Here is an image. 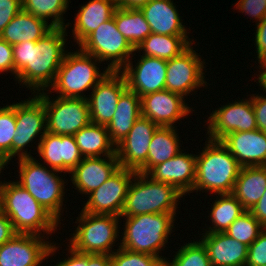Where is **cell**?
<instances>
[{
    "label": "cell",
    "instance_id": "obj_1",
    "mask_svg": "<svg viewBox=\"0 0 266 266\" xmlns=\"http://www.w3.org/2000/svg\"><path fill=\"white\" fill-rule=\"evenodd\" d=\"M66 36V28H53L37 42L13 45L14 76L18 83L33 90L32 94L46 91L53 84L68 52Z\"/></svg>",
    "mask_w": 266,
    "mask_h": 266
},
{
    "label": "cell",
    "instance_id": "obj_2",
    "mask_svg": "<svg viewBox=\"0 0 266 266\" xmlns=\"http://www.w3.org/2000/svg\"><path fill=\"white\" fill-rule=\"evenodd\" d=\"M240 169L238 161L221 141L207 138L203 150L196 154V179L192 192L231 194Z\"/></svg>",
    "mask_w": 266,
    "mask_h": 266
},
{
    "label": "cell",
    "instance_id": "obj_3",
    "mask_svg": "<svg viewBox=\"0 0 266 266\" xmlns=\"http://www.w3.org/2000/svg\"><path fill=\"white\" fill-rule=\"evenodd\" d=\"M0 187L2 212L12 222L16 233L44 236L56 231L59 222L19 183L1 181Z\"/></svg>",
    "mask_w": 266,
    "mask_h": 266
},
{
    "label": "cell",
    "instance_id": "obj_4",
    "mask_svg": "<svg viewBox=\"0 0 266 266\" xmlns=\"http://www.w3.org/2000/svg\"><path fill=\"white\" fill-rule=\"evenodd\" d=\"M17 163L19 181L16 182L61 224L60 215L64 211L62 207L67 182L58 175L63 172L51 168L49 170L33 157L20 158Z\"/></svg>",
    "mask_w": 266,
    "mask_h": 266
},
{
    "label": "cell",
    "instance_id": "obj_5",
    "mask_svg": "<svg viewBox=\"0 0 266 266\" xmlns=\"http://www.w3.org/2000/svg\"><path fill=\"white\" fill-rule=\"evenodd\" d=\"M184 195L168 183L152 180L137 172L128 188L121 218L142 214H176L178 203ZM124 216V217H123Z\"/></svg>",
    "mask_w": 266,
    "mask_h": 266
},
{
    "label": "cell",
    "instance_id": "obj_6",
    "mask_svg": "<svg viewBox=\"0 0 266 266\" xmlns=\"http://www.w3.org/2000/svg\"><path fill=\"white\" fill-rule=\"evenodd\" d=\"M100 62L93 55L83 52L80 48L74 52H66L53 84L48 93L56 92L58 97L82 98L84 91L93 90L96 85L110 72L108 68L101 73L96 65ZM52 90V92H51ZM54 90V91H53Z\"/></svg>",
    "mask_w": 266,
    "mask_h": 266
},
{
    "label": "cell",
    "instance_id": "obj_7",
    "mask_svg": "<svg viewBox=\"0 0 266 266\" xmlns=\"http://www.w3.org/2000/svg\"><path fill=\"white\" fill-rule=\"evenodd\" d=\"M175 214L155 213L125 217L120 247L157 256L165 248L174 228Z\"/></svg>",
    "mask_w": 266,
    "mask_h": 266
},
{
    "label": "cell",
    "instance_id": "obj_8",
    "mask_svg": "<svg viewBox=\"0 0 266 266\" xmlns=\"http://www.w3.org/2000/svg\"><path fill=\"white\" fill-rule=\"evenodd\" d=\"M77 227L69 239L68 247L84 254L111 255L119 236L120 217L110 214H93L81 211Z\"/></svg>",
    "mask_w": 266,
    "mask_h": 266
},
{
    "label": "cell",
    "instance_id": "obj_9",
    "mask_svg": "<svg viewBox=\"0 0 266 266\" xmlns=\"http://www.w3.org/2000/svg\"><path fill=\"white\" fill-rule=\"evenodd\" d=\"M79 47L100 62L109 61L110 71H120L135 54L133 46L117 30L114 17L98 26Z\"/></svg>",
    "mask_w": 266,
    "mask_h": 266
},
{
    "label": "cell",
    "instance_id": "obj_10",
    "mask_svg": "<svg viewBox=\"0 0 266 266\" xmlns=\"http://www.w3.org/2000/svg\"><path fill=\"white\" fill-rule=\"evenodd\" d=\"M45 91L35 95L43 102L46 131L56 135H74L91 123L88 101L82 98L55 97Z\"/></svg>",
    "mask_w": 266,
    "mask_h": 266
},
{
    "label": "cell",
    "instance_id": "obj_11",
    "mask_svg": "<svg viewBox=\"0 0 266 266\" xmlns=\"http://www.w3.org/2000/svg\"><path fill=\"white\" fill-rule=\"evenodd\" d=\"M32 95L31 98L15 103L17 130L12 139V158L16 155L18 159L32 157L26 147H30V142L32 143L39 134L40 143L46 133V112L43 102L35 94Z\"/></svg>",
    "mask_w": 266,
    "mask_h": 266
},
{
    "label": "cell",
    "instance_id": "obj_12",
    "mask_svg": "<svg viewBox=\"0 0 266 266\" xmlns=\"http://www.w3.org/2000/svg\"><path fill=\"white\" fill-rule=\"evenodd\" d=\"M43 237L46 236L15 234L0 246V266H41L59 248Z\"/></svg>",
    "mask_w": 266,
    "mask_h": 266
},
{
    "label": "cell",
    "instance_id": "obj_13",
    "mask_svg": "<svg viewBox=\"0 0 266 266\" xmlns=\"http://www.w3.org/2000/svg\"><path fill=\"white\" fill-rule=\"evenodd\" d=\"M198 53L190 45L179 56L167 61L165 89L187 97L195 89L207 86L204 65Z\"/></svg>",
    "mask_w": 266,
    "mask_h": 266
},
{
    "label": "cell",
    "instance_id": "obj_14",
    "mask_svg": "<svg viewBox=\"0 0 266 266\" xmlns=\"http://www.w3.org/2000/svg\"><path fill=\"white\" fill-rule=\"evenodd\" d=\"M137 171L119 168L100 187L88 194L81 211L93 214H110L120 217L128 188Z\"/></svg>",
    "mask_w": 266,
    "mask_h": 266
},
{
    "label": "cell",
    "instance_id": "obj_15",
    "mask_svg": "<svg viewBox=\"0 0 266 266\" xmlns=\"http://www.w3.org/2000/svg\"><path fill=\"white\" fill-rule=\"evenodd\" d=\"M207 134L209 139L221 141L232 132L252 131L257 129L252 99L235 100L211 112L208 117Z\"/></svg>",
    "mask_w": 266,
    "mask_h": 266
},
{
    "label": "cell",
    "instance_id": "obj_16",
    "mask_svg": "<svg viewBox=\"0 0 266 266\" xmlns=\"http://www.w3.org/2000/svg\"><path fill=\"white\" fill-rule=\"evenodd\" d=\"M158 127L142 115L135 121L127 136L116 146L121 168L138 172L147 163L149 145Z\"/></svg>",
    "mask_w": 266,
    "mask_h": 266
},
{
    "label": "cell",
    "instance_id": "obj_17",
    "mask_svg": "<svg viewBox=\"0 0 266 266\" xmlns=\"http://www.w3.org/2000/svg\"><path fill=\"white\" fill-rule=\"evenodd\" d=\"M135 67L131 59L120 72L125 76L127 88L140 98L165 89L167 61L140 55Z\"/></svg>",
    "mask_w": 266,
    "mask_h": 266
},
{
    "label": "cell",
    "instance_id": "obj_18",
    "mask_svg": "<svg viewBox=\"0 0 266 266\" xmlns=\"http://www.w3.org/2000/svg\"><path fill=\"white\" fill-rule=\"evenodd\" d=\"M127 89L125 76L120 71H110L87 98L91 123L107 125L115 113L119 97Z\"/></svg>",
    "mask_w": 266,
    "mask_h": 266
},
{
    "label": "cell",
    "instance_id": "obj_19",
    "mask_svg": "<svg viewBox=\"0 0 266 266\" xmlns=\"http://www.w3.org/2000/svg\"><path fill=\"white\" fill-rule=\"evenodd\" d=\"M185 98L167 89L141 97V115L158 126L173 127L176 121L193 113Z\"/></svg>",
    "mask_w": 266,
    "mask_h": 266
},
{
    "label": "cell",
    "instance_id": "obj_20",
    "mask_svg": "<svg viewBox=\"0 0 266 266\" xmlns=\"http://www.w3.org/2000/svg\"><path fill=\"white\" fill-rule=\"evenodd\" d=\"M37 144L40 159L49 169L70 174L83 159L73 135H56L46 131Z\"/></svg>",
    "mask_w": 266,
    "mask_h": 266
},
{
    "label": "cell",
    "instance_id": "obj_21",
    "mask_svg": "<svg viewBox=\"0 0 266 266\" xmlns=\"http://www.w3.org/2000/svg\"><path fill=\"white\" fill-rule=\"evenodd\" d=\"M152 180L168 183L184 196L192 193L196 179V155L180 151L164 163L154 166L147 174Z\"/></svg>",
    "mask_w": 266,
    "mask_h": 266
},
{
    "label": "cell",
    "instance_id": "obj_22",
    "mask_svg": "<svg viewBox=\"0 0 266 266\" xmlns=\"http://www.w3.org/2000/svg\"><path fill=\"white\" fill-rule=\"evenodd\" d=\"M221 142L241 167L266 166V133L252 131L232 132Z\"/></svg>",
    "mask_w": 266,
    "mask_h": 266
},
{
    "label": "cell",
    "instance_id": "obj_23",
    "mask_svg": "<svg viewBox=\"0 0 266 266\" xmlns=\"http://www.w3.org/2000/svg\"><path fill=\"white\" fill-rule=\"evenodd\" d=\"M119 168L116 154L104 158L103 156L83 158L70 172V181L79 193L88 195L114 175Z\"/></svg>",
    "mask_w": 266,
    "mask_h": 266
},
{
    "label": "cell",
    "instance_id": "obj_24",
    "mask_svg": "<svg viewBox=\"0 0 266 266\" xmlns=\"http://www.w3.org/2000/svg\"><path fill=\"white\" fill-rule=\"evenodd\" d=\"M211 266H246L248 246L225 233H202Z\"/></svg>",
    "mask_w": 266,
    "mask_h": 266
},
{
    "label": "cell",
    "instance_id": "obj_25",
    "mask_svg": "<svg viewBox=\"0 0 266 266\" xmlns=\"http://www.w3.org/2000/svg\"><path fill=\"white\" fill-rule=\"evenodd\" d=\"M172 0H151L140 10L143 12L151 32L161 35L189 36Z\"/></svg>",
    "mask_w": 266,
    "mask_h": 266
},
{
    "label": "cell",
    "instance_id": "obj_26",
    "mask_svg": "<svg viewBox=\"0 0 266 266\" xmlns=\"http://www.w3.org/2000/svg\"><path fill=\"white\" fill-rule=\"evenodd\" d=\"M115 0H90L76 14L72 35L80 45L98 26L113 17Z\"/></svg>",
    "mask_w": 266,
    "mask_h": 266
},
{
    "label": "cell",
    "instance_id": "obj_27",
    "mask_svg": "<svg viewBox=\"0 0 266 266\" xmlns=\"http://www.w3.org/2000/svg\"><path fill=\"white\" fill-rule=\"evenodd\" d=\"M141 116V98L128 88L121 94L111 121L106 125L111 142L117 146Z\"/></svg>",
    "mask_w": 266,
    "mask_h": 266
},
{
    "label": "cell",
    "instance_id": "obj_28",
    "mask_svg": "<svg viewBox=\"0 0 266 266\" xmlns=\"http://www.w3.org/2000/svg\"><path fill=\"white\" fill-rule=\"evenodd\" d=\"M52 29L48 22L22 9L3 29L0 38L10 45L26 41L37 42Z\"/></svg>",
    "mask_w": 266,
    "mask_h": 266
},
{
    "label": "cell",
    "instance_id": "obj_29",
    "mask_svg": "<svg viewBox=\"0 0 266 266\" xmlns=\"http://www.w3.org/2000/svg\"><path fill=\"white\" fill-rule=\"evenodd\" d=\"M266 190V166L241 167L232 194L247 211L252 209Z\"/></svg>",
    "mask_w": 266,
    "mask_h": 266
},
{
    "label": "cell",
    "instance_id": "obj_30",
    "mask_svg": "<svg viewBox=\"0 0 266 266\" xmlns=\"http://www.w3.org/2000/svg\"><path fill=\"white\" fill-rule=\"evenodd\" d=\"M175 127L159 126L157 128L149 145L147 163L138 171L139 173L147 174L154 166L164 163L182 150Z\"/></svg>",
    "mask_w": 266,
    "mask_h": 266
},
{
    "label": "cell",
    "instance_id": "obj_31",
    "mask_svg": "<svg viewBox=\"0 0 266 266\" xmlns=\"http://www.w3.org/2000/svg\"><path fill=\"white\" fill-rule=\"evenodd\" d=\"M83 158L114 156L116 146L111 142L106 125L90 123L74 135ZM102 154V155H101Z\"/></svg>",
    "mask_w": 266,
    "mask_h": 266
},
{
    "label": "cell",
    "instance_id": "obj_32",
    "mask_svg": "<svg viewBox=\"0 0 266 266\" xmlns=\"http://www.w3.org/2000/svg\"><path fill=\"white\" fill-rule=\"evenodd\" d=\"M194 41L189 36L161 35L151 33L141 44L135 48V52L144 51L142 55L163 60H171L179 56Z\"/></svg>",
    "mask_w": 266,
    "mask_h": 266
},
{
    "label": "cell",
    "instance_id": "obj_33",
    "mask_svg": "<svg viewBox=\"0 0 266 266\" xmlns=\"http://www.w3.org/2000/svg\"><path fill=\"white\" fill-rule=\"evenodd\" d=\"M117 30L135 49L152 32L140 9L117 7L113 14Z\"/></svg>",
    "mask_w": 266,
    "mask_h": 266
},
{
    "label": "cell",
    "instance_id": "obj_34",
    "mask_svg": "<svg viewBox=\"0 0 266 266\" xmlns=\"http://www.w3.org/2000/svg\"><path fill=\"white\" fill-rule=\"evenodd\" d=\"M209 214L212 227L205 233H224L228 227L246 210L237 198L231 194H218Z\"/></svg>",
    "mask_w": 266,
    "mask_h": 266
},
{
    "label": "cell",
    "instance_id": "obj_35",
    "mask_svg": "<svg viewBox=\"0 0 266 266\" xmlns=\"http://www.w3.org/2000/svg\"><path fill=\"white\" fill-rule=\"evenodd\" d=\"M69 8V0H22V9L46 22L51 19L53 28H67L63 14Z\"/></svg>",
    "mask_w": 266,
    "mask_h": 266
},
{
    "label": "cell",
    "instance_id": "obj_36",
    "mask_svg": "<svg viewBox=\"0 0 266 266\" xmlns=\"http://www.w3.org/2000/svg\"><path fill=\"white\" fill-rule=\"evenodd\" d=\"M15 103L0 107V160H12V139L16 131Z\"/></svg>",
    "mask_w": 266,
    "mask_h": 266
},
{
    "label": "cell",
    "instance_id": "obj_37",
    "mask_svg": "<svg viewBox=\"0 0 266 266\" xmlns=\"http://www.w3.org/2000/svg\"><path fill=\"white\" fill-rule=\"evenodd\" d=\"M263 230L264 227L246 210L224 233L249 247Z\"/></svg>",
    "mask_w": 266,
    "mask_h": 266
},
{
    "label": "cell",
    "instance_id": "obj_38",
    "mask_svg": "<svg viewBox=\"0 0 266 266\" xmlns=\"http://www.w3.org/2000/svg\"><path fill=\"white\" fill-rule=\"evenodd\" d=\"M165 266H211V263L207 249L199 239L181 246L172 262L165 260Z\"/></svg>",
    "mask_w": 266,
    "mask_h": 266
},
{
    "label": "cell",
    "instance_id": "obj_39",
    "mask_svg": "<svg viewBox=\"0 0 266 266\" xmlns=\"http://www.w3.org/2000/svg\"><path fill=\"white\" fill-rule=\"evenodd\" d=\"M119 248L112 253L111 266H165L167 258H160L150 254L129 251Z\"/></svg>",
    "mask_w": 266,
    "mask_h": 266
},
{
    "label": "cell",
    "instance_id": "obj_40",
    "mask_svg": "<svg viewBox=\"0 0 266 266\" xmlns=\"http://www.w3.org/2000/svg\"><path fill=\"white\" fill-rule=\"evenodd\" d=\"M246 266H266V228L248 247Z\"/></svg>",
    "mask_w": 266,
    "mask_h": 266
},
{
    "label": "cell",
    "instance_id": "obj_41",
    "mask_svg": "<svg viewBox=\"0 0 266 266\" xmlns=\"http://www.w3.org/2000/svg\"><path fill=\"white\" fill-rule=\"evenodd\" d=\"M235 4L239 12L255 19L256 24L266 16V0H238Z\"/></svg>",
    "mask_w": 266,
    "mask_h": 266
},
{
    "label": "cell",
    "instance_id": "obj_42",
    "mask_svg": "<svg viewBox=\"0 0 266 266\" xmlns=\"http://www.w3.org/2000/svg\"><path fill=\"white\" fill-rule=\"evenodd\" d=\"M22 10V0H0V33Z\"/></svg>",
    "mask_w": 266,
    "mask_h": 266
},
{
    "label": "cell",
    "instance_id": "obj_43",
    "mask_svg": "<svg viewBox=\"0 0 266 266\" xmlns=\"http://www.w3.org/2000/svg\"><path fill=\"white\" fill-rule=\"evenodd\" d=\"M255 47L260 66L266 63V16L256 24Z\"/></svg>",
    "mask_w": 266,
    "mask_h": 266
},
{
    "label": "cell",
    "instance_id": "obj_44",
    "mask_svg": "<svg viewBox=\"0 0 266 266\" xmlns=\"http://www.w3.org/2000/svg\"><path fill=\"white\" fill-rule=\"evenodd\" d=\"M257 94L251 95L252 106L257 122V129L266 133V94Z\"/></svg>",
    "mask_w": 266,
    "mask_h": 266
},
{
    "label": "cell",
    "instance_id": "obj_45",
    "mask_svg": "<svg viewBox=\"0 0 266 266\" xmlns=\"http://www.w3.org/2000/svg\"><path fill=\"white\" fill-rule=\"evenodd\" d=\"M11 72L14 75L13 45L0 38V73Z\"/></svg>",
    "mask_w": 266,
    "mask_h": 266
},
{
    "label": "cell",
    "instance_id": "obj_46",
    "mask_svg": "<svg viewBox=\"0 0 266 266\" xmlns=\"http://www.w3.org/2000/svg\"><path fill=\"white\" fill-rule=\"evenodd\" d=\"M15 234H17L13 228L12 222L3 213H0V246L10 240Z\"/></svg>",
    "mask_w": 266,
    "mask_h": 266
},
{
    "label": "cell",
    "instance_id": "obj_47",
    "mask_svg": "<svg viewBox=\"0 0 266 266\" xmlns=\"http://www.w3.org/2000/svg\"><path fill=\"white\" fill-rule=\"evenodd\" d=\"M70 251V252H69ZM69 256L63 261L56 263L55 266H85V254L73 250L71 247L68 249Z\"/></svg>",
    "mask_w": 266,
    "mask_h": 266
},
{
    "label": "cell",
    "instance_id": "obj_48",
    "mask_svg": "<svg viewBox=\"0 0 266 266\" xmlns=\"http://www.w3.org/2000/svg\"><path fill=\"white\" fill-rule=\"evenodd\" d=\"M255 219L266 228V190L256 205L249 210Z\"/></svg>",
    "mask_w": 266,
    "mask_h": 266
},
{
    "label": "cell",
    "instance_id": "obj_49",
    "mask_svg": "<svg viewBox=\"0 0 266 266\" xmlns=\"http://www.w3.org/2000/svg\"><path fill=\"white\" fill-rule=\"evenodd\" d=\"M85 266H111V256L107 254H85Z\"/></svg>",
    "mask_w": 266,
    "mask_h": 266
},
{
    "label": "cell",
    "instance_id": "obj_50",
    "mask_svg": "<svg viewBox=\"0 0 266 266\" xmlns=\"http://www.w3.org/2000/svg\"><path fill=\"white\" fill-rule=\"evenodd\" d=\"M150 1L151 0H115V3L117 7L126 9H140Z\"/></svg>",
    "mask_w": 266,
    "mask_h": 266
},
{
    "label": "cell",
    "instance_id": "obj_51",
    "mask_svg": "<svg viewBox=\"0 0 266 266\" xmlns=\"http://www.w3.org/2000/svg\"><path fill=\"white\" fill-rule=\"evenodd\" d=\"M259 69H261L260 71L262 72L259 71V74L257 75L258 84L262 88L263 92L266 93V70L262 66H260Z\"/></svg>",
    "mask_w": 266,
    "mask_h": 266
},
{
    "label": "cell",
    "instance_id": "obj_52",
    "mask_svg": "<svg viewBox=\"0 0 266 266\" xmlns=\"http://www.w3.org/2000/svg\"><path fill=\"white\" fill-rule=\"evenodd\" d=\"M2 212V192L0 187V213Z\"/></svg>",
    "mask_w": 266,
    "mask_h": 266
},
{
    "label": "cell",
    "instance_id": "obj_53",
    "mask_svg": "<svg viewBox=\"0 0 266 266\" xmlns=\"http://www.w3.org/2000/svg\"><path fill=\"white\" fill-rule=\"evenodd\" d=\"M5 166H7V165H5V164L0 160V174H1V172H3L2 169H4Z\"/></svg>",
    "mask_w": 266,
    "mask_h": 266
},
{
    "label": "cell",
    "instance_id": "obj_54",
    "mask_svg": "<svg viewBox=\"0 0 266 266\" xmlns=\"http://www.w3.org/2000/svg\"><path fill=\"white\" fill-rule=\"evenodd\" d=\"M262 67L266 70V63H264V64L262 65Z\"/></svg>",
    "mask_w": 266,
    "mask_h": 266
}]
</instances>
